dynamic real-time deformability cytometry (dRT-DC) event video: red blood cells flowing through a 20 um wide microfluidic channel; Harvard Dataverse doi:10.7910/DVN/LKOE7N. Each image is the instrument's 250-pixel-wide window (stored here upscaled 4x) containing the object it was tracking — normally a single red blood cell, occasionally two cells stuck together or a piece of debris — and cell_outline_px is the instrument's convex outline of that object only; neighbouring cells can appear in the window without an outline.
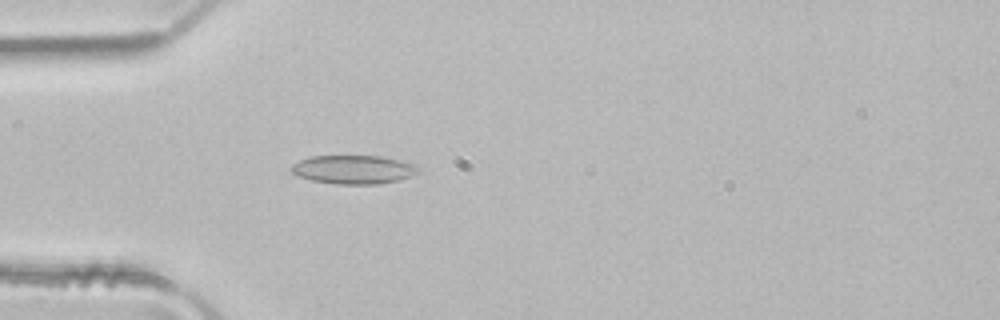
{"species": "common noctule bat (a hibernating species)", "species_latin": "Nyctalus noctula", "temperature_condition": "room temperature", "stored_images_in_passage": 2, "camera_frame_rate_fps": 3000, "um_per_image_px": 0.085, "animal": {"sex": "male", "body_mass_g": 21.5, "forearm_length_mm": 52.0}, "frame": {"image": 1, "passage_image": 2, "time_ms": 0.333, "image_size_px": [1000, 320], "cell_outline_px": [[416, 172], [412, 176], [396, 180], [376, 184], [336, 184], [312, 180], [300, 176], [292, 172], [288, 168], [292, 164], [300, 160], [312, 156], [380, 156], [412, 164], [416, 168]], "centroid_in_image_um": [29.96, 14.41], "position_along_channel_um": 55.0, "area_um2": 20.75}}